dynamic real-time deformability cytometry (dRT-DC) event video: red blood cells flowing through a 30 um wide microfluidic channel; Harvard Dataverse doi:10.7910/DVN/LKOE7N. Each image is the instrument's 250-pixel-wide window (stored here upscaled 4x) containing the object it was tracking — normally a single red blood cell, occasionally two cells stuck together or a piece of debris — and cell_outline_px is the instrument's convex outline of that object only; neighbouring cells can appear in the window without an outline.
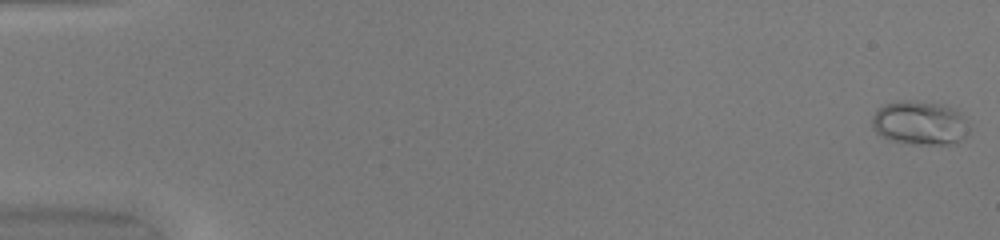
{"species": "common noctule bat (a hibernating species)", "species_latin": "Nyctalus noctula", "temperature_condition": "warm", "stored_images_in_passage": 51, "camera_frame_rate_fps": 3000, "um_per_image_px": 0.085, "animal": {"sex": "female", "body_mass_g": 20.0, "forearm_length_mm": 54.0}, "frame": {"image": 1, "passage_image": 1, "time_ms": 0.0, "image_size_px": [1000, 240], "cell_outline_px": [[972, 128], [956, 144], [912, 144], [888, 140], [880, 136], [872, 128], [872, 116], [876, 108], [884, 104], [900, 100], [912, 100], [944, 104], [956, 108], [964, 116]], "centroid_in_image_um": [78.19, 10.44], "position_along_channel_um": 6.8, "area_um2": 25.61}}
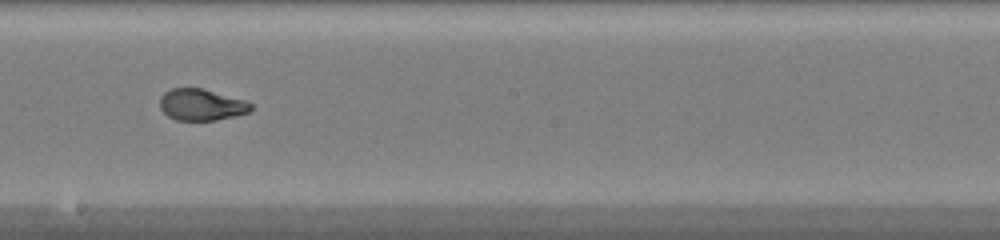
{"frame": {"image": 2, "passage_image": 30, "time_ms": 9.667, "image_size_px": [1000, 240], "cell_outline_px": [[252, 108], [248, 112], [216, 120], [176, 120], [168, 116], [160, 108], [160, 96], [164, 92], [172, 88], [204, 88], [244, 100], [252, 104]], "centroid_in_image_um": [17.09, 8.89], "position_along_channel_um": 231.1, "area_um2": 16.65}}
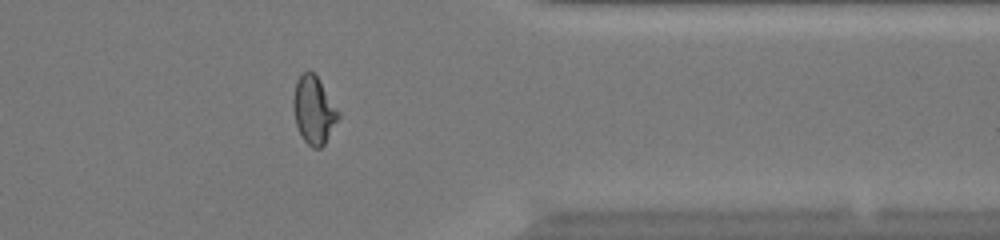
{"frame": {"image": 3, "passage_image": 42, "time_ms": 13.667, "image_size_px": [1000, 240], "cell_outline_px": [[340, 116], [324, 144], [320, 148], [312, 148], [304, 140], [296, 124], [292, 108], [292, 96], [296, 80], [304, 72], [316, 72], [340, 112]], "centroid_in_image_um": [26.67, 9.32], "position_along_channel_um": 384.7, "area_um2": 17.98}, "authors_computed_cell_mechanics": {"area_um2": 17.8602, "velocity_mm_per_s": 4.1002, "shape_relaxation_time_tau1_ms": 5.7482, "shape_relaxation_time_tau2_ms": null, "deformation_change_tau1": 0.2701, "deformation_change_tau2": null}}